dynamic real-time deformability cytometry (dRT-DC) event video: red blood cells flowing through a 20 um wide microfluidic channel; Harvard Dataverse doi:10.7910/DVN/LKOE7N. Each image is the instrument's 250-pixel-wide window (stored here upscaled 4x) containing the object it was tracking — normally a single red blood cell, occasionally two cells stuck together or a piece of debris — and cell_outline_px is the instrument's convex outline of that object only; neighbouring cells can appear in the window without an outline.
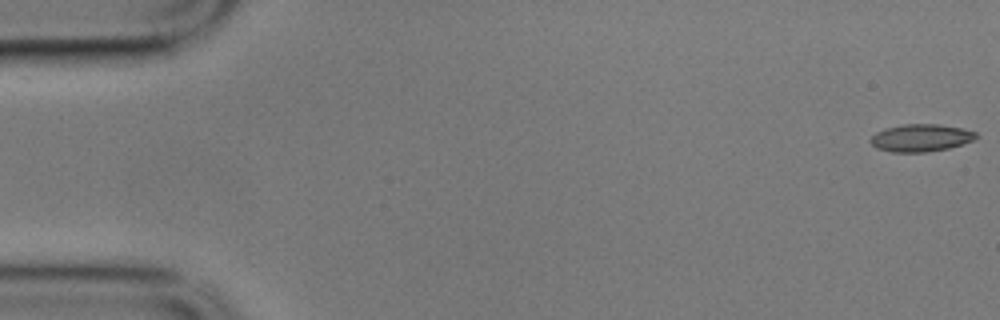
{"species": "common noctule bat (a hibernating species)", "species_latin": "Nyctalus noctula", "temperature_condition": "cold", "stored_images_in_passage": 10, "camera_frame_rate_fps": 3000, "um_per_image_px": 0.085, "animal": {"sex": "male", "body_mass_g": 17.9}, "frame": {"image": 1, "passage_image": 1, "time_ms": 0.0, "image_size_px": [1000, 320], "cell_outline_px": [[980, 136], [976, 140], [964, 144], [948, 148], [924, 152], [892, 152], [876, 148], [868, 140], [876, 132], [884, 128], [904, 124], [940, 124], [960, 128], [976, 132]], "centroid_in_image_um": [78.29, 11.71], "position_along_channel_um": 6.7, "area_um2": 17.05}}